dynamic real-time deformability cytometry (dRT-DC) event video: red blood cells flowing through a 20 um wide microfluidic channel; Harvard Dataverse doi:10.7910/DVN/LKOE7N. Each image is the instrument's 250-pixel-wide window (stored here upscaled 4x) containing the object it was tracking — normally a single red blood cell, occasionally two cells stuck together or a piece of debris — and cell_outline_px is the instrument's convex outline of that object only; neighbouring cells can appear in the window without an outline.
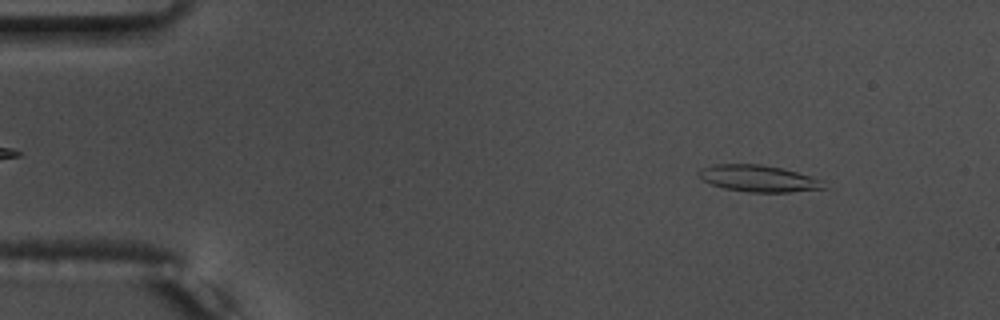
{"species": "common noctule bat (a hibernating species)", "species_latin": "Nyctalus noctula", "temperature_condition": "warm", "stored_images_in_passage": 55, "camera_frame_rate_fps": 3000, "um_per_image_px": 0.085, "animal": {"sex": "male", "body_mass_g": 17.5, "forearm_length_mm": 52.3}, "frame": {"image": 1, "passage_image": 6, "time_ms": 1.667, "image_size_px": [1000, 320], "cell_outline_px": [[828, 188], [788, 192], [748, 192], [724, 188], [712, 184], [696, 176], [696, 172], [700, 168], [712, 164], [760, 164], [780, 168], [796, 172], [824, 180]], "centroid_in_image_um": [64.45, 15.17], "position_along_channel_um": 20.5, "area_um2": 19.54}}
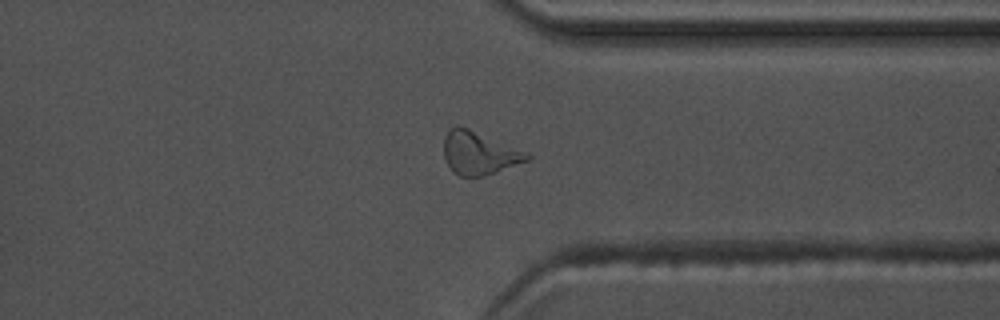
{"frame": {"image": 2, "passage_image": 42, "time_ms": 13.667, "image_size_px": [1000, 320], "cell_outline_px": [[532, 156], [528, 160], [496, 172], [484, 176], [460, 176], [452, 172], [444, 156], [444, 136], [448, 128], [456, 124], [468, 128], [528, 152]], "centroid_in_image_um": [40.7, 12.99], "position_along_channel_um": 370.7, "area_um2": 20.92}}
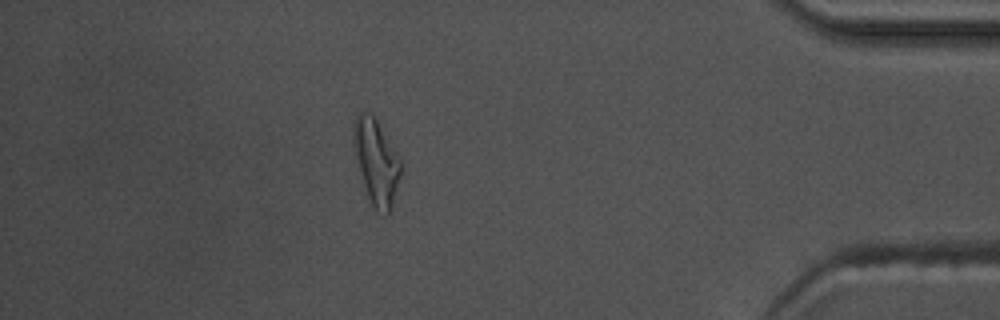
{"frame": {"image": 3, "passage_image": 48, "time_ms": 15.667, "image_size_px": [1000, 320], "cell_outline_px": [[404, 164], [392, 208], [388, 216], [384, 216], [376, 212], [372, 208], [352, 148], [352, 128], [356, 116], [360, 112], [368, 112], [376, 120]], "centroid_in_image_um": [31.99, 13.82], "position_along_channel_um": 403.2, "area_um2": 23.93}, "authors_computed_cell_mechanics": {"area_um2": 19.0162, "velocity_mm_per_s": 3.7061, "shape_relaxation_time_tau1_ms": 11.3967, "shape_relaxation_time_tau2_ms": 3.5619, "deformation_change_tau1": 0.3669, "deformation_change_tau2": 0.1531}}